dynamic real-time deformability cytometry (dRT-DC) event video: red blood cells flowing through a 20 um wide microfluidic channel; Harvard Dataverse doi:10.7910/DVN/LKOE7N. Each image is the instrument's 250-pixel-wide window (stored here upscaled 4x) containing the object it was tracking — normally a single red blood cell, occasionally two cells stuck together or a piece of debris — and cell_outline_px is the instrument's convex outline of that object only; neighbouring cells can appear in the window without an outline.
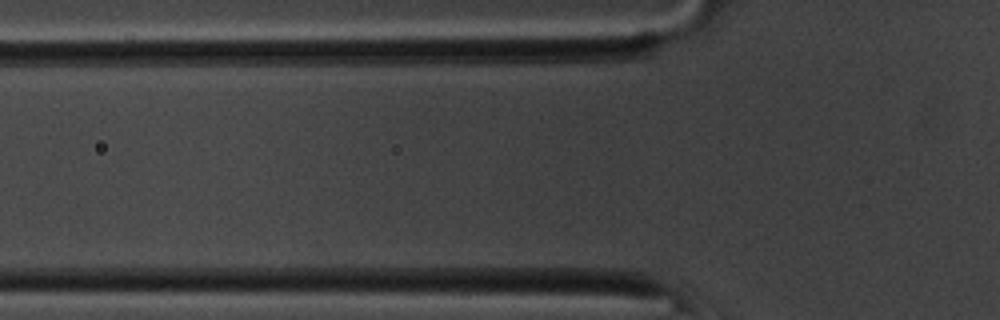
{"species": "common noctule bat (a hibernating species)", "species_latin": "Nyctalus noctula", "temperature_condition": "room temperature", "stored_images_in_passage": 4, "camera_frame_rate_fps": 3000, "um_per_image_px": 0.085, "animal": {"sex": "male", "body_mass_g": 20.1, "forearm_length_mm": 53.5}, "frame": {"image": 1, "passage_image": 2, "time_ms": 0.333, "image_size_px": [1000, 320], "cell_outline_px": [[208, 236], [196, 240], [32, 240], [24, 236], [36, 224], [84, 224], [200, 228]], "centroid_in_image_um": [9.51, 19.78], "position_along_channel_um": 116.3, "area_um2": 18.32}}